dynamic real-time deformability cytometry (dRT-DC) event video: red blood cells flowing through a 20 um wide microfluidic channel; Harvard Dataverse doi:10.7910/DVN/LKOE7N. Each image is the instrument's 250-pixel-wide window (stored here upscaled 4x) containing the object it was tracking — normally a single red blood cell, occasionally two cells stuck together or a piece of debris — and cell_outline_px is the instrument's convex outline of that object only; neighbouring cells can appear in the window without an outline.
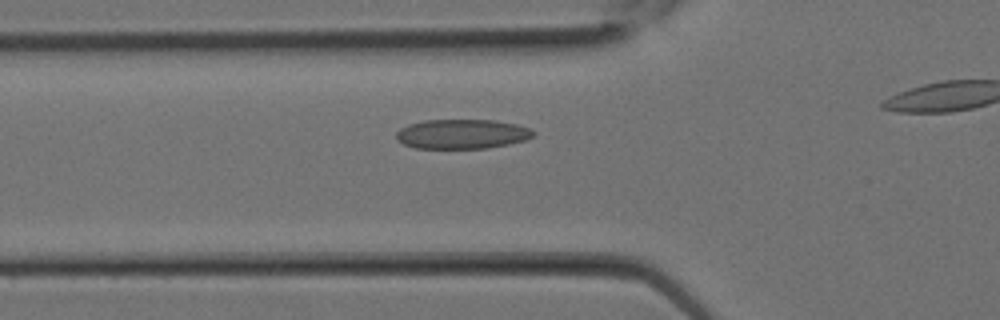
{"species": "Egyptian fruit bat (a non-hibernating species)", "species_latin": "Rousettus aegyptiacus", "temperature_condition": "room temperature", "stored_images_in_passage": 10, "segment_of_instrument_passage": [1, 2], "camera_frame_rate_fps": 3000, "um_per_image_px": 0.085, "animal": {"sex": "female"}, "frame": {"image": 1, "passage_image": 7, "time_ms": 2.0, "image_size_px": [1000, 320], "cell_outline_px": [[536, 132], [532, 136], [524, 140], [508, 144], [488, 148], [416, 148], [404, 144], [396, 140], [396, 132], [400, 128], [408, 124], [424, 120], [496, 120], [516, 124], [528, 128]], "centroid_in_image_um": [39.24, 11.39], "position_along_channel_um": 86.6, "area_um2": 23.58}}
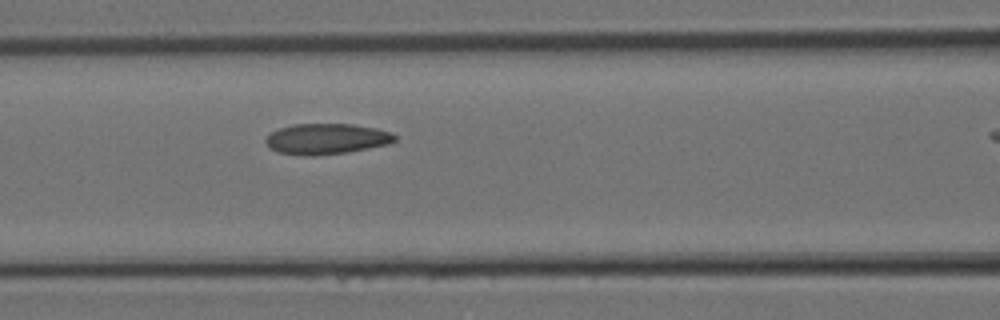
{"frame": {"image": 2, "passage_image": 9, "time_ms": 2.667, "image_size_px": [1000, 320], "cell_outline_px": [[396, 140], [388, 144], [348, 152], [276, 152], [264, 140], [264, 136], [268, 132], [292, 124], [352, 124], [376, 128], [392, 132], [396, 136]], "centroid_in_image_um": [27.78, 11.74], "position_along_channel_um": 138.8, "area_um2": 22.14}}